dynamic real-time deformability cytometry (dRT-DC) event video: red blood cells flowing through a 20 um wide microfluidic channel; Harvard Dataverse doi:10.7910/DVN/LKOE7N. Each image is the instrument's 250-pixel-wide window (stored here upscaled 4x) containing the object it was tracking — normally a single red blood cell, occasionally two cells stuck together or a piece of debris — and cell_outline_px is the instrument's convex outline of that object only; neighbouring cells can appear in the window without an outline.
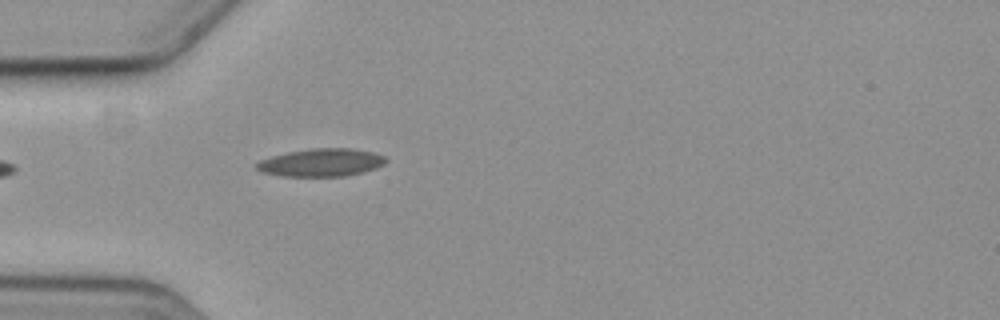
{"species": "common noctule bat (a hibernating species)", "species_latin": "Nyctalus noctula", "temperature_condition": "cold", "stored_images_in_passage": 5, "camera_frame_rate_fps": 3000, "um_per_image_px": 0.085, "animal": {"sex": "female", "body_mass_g": 19.3, "forearm_length_mm": 54.1}, "frame": {"image": 1, "passage_image": 5, "time_ms": 5.333, "image_size_px": [1000, 320], "cell_outline_px": [[388, 160], [384, 164], [376, 168], [364, 172], [344, 176], [284, 176], [260, 172], [256, 168], [256, 164], [260, 160], [272, 156], [288, 152], [312, 148], [352, 148], [372, 152], [384, 156]], "centroid_in_image_um": [27.32, 13.81], "position_along_channel_um": 57.7, "area_um2": 20.98}}